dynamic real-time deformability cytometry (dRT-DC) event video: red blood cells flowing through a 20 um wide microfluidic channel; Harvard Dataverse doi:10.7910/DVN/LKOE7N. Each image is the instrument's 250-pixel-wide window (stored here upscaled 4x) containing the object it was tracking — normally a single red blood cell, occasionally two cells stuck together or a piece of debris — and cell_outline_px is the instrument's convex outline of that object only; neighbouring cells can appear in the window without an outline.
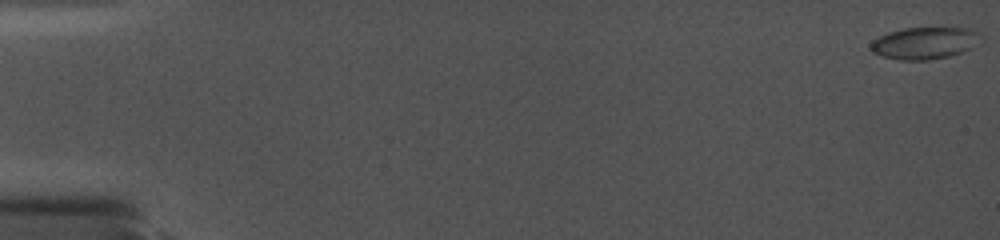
{"species": "common noctule bat (a hibernating species)", "species_latin": "Nyctalus noctula", "temperature_condition": "cold", "stored_images_in_passage": 79, "camera_frame_rate_fps": 5000, "um_per_image_px": 0.085, "animal": {"sex": "female", "body_mass_g": 19.0, "forearm_length_mm": 56.7}, "frame": {"image": 1, "passage_image": 1, "time_ms": 0.0, "image_size_px": [1000, 240], "cell_outline_px": [[984, 40], [960, 52], [948, 56], [928, 60], [900, 60], [884, 56], [872, 52], [868, 44], [872, 40], [888, 32], [904, 28], [964, 28], [980, 32]], "centroid_in_image_um": [78.58, 3.65], "position_along_channel_um": 6.4, "area_um2": 20.46}}
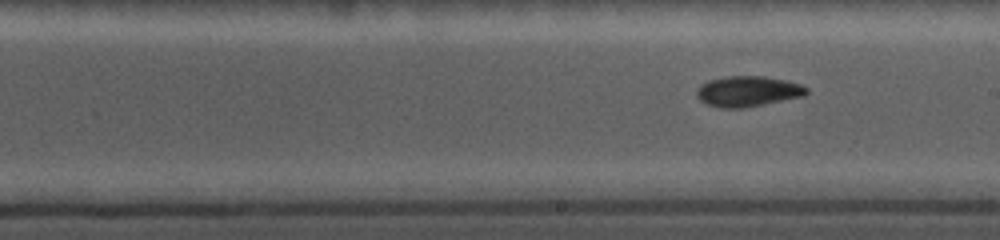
{"frame": {"image": 2, "passage_image": 49, "time_ms": 10.4, "image_size_px": [1000, 240], "cell_outline_px": [[808, 92], [804, 96], [744, 108], [720, 108], [708, 104], [700, 100], [696, 96], [696, 88], [700, 84], [708, 80], [724, 76], [764, 76], [784, 80], [800, 84], [808, 88]], "centroid_in_image_um": [63.53, 7.76], "position_along_channel_um": 225.5, "area_um2": 19.65}}
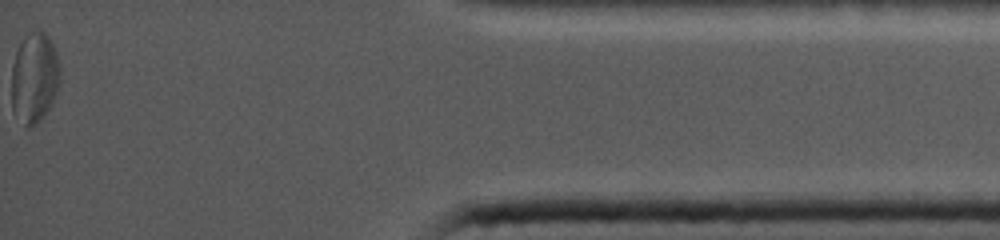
{"frame": {"image": 3, "passage_image": 79, "time_ms": 17.0, "image_size_px": [1000, 240], "cell_outline_px": [[60, 80], [56, 92], [48, 108], [40, 120], [36, 124], [28, 128], [12, 112], [12, 64], [16, 52], [24, 36], [28, 32], [44, 32], [48, 36], [56, 52], [60, 72]], "centroid_in_image_um": [2.91, 6.61], "position_along_channel_um": 432.3, "area_um2": 25.32}}